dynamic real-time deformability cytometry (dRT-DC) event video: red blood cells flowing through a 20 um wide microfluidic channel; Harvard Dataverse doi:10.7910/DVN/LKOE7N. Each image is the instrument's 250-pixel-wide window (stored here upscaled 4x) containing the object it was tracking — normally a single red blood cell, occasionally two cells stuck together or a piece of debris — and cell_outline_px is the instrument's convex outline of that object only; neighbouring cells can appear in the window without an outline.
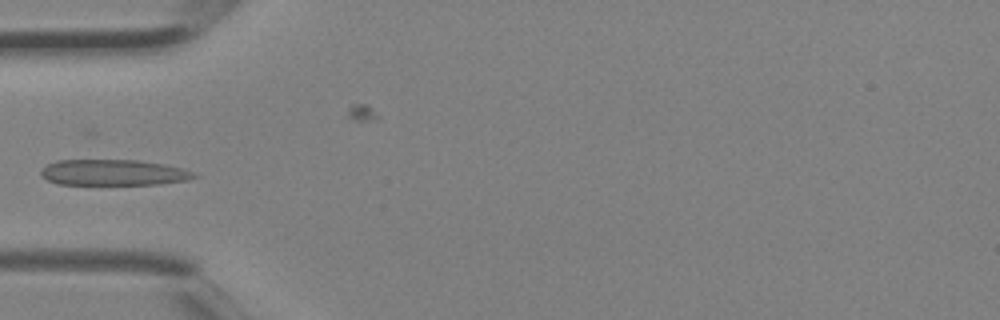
{"species": "Egyptian fruit bat (a non-hibernating species)", "species_latin": "Rousettus aegyptiacus", "temperature_condition": "room temperature", "stored_images_in_passage": 5, "camera_frame_rate_fps": 3000, "um_per_image_px": 0.085, "animal": {"sex": "female"}, "frame": {"image": 1, "passage_image": 4, "time_ms": 1.0, "image_size_px": [1000, 320], "cell_outline_px": [[200, 176], [188, 180], [160, 184], [56, 184], [40, 176], [40, 168], [56, 160], [140, 160], [164, 164], [184, 168]], "centroid_in_image_um": [9.63, 14.66], "position_along_channel_um": 75.4, "area_um2": 23.29}}